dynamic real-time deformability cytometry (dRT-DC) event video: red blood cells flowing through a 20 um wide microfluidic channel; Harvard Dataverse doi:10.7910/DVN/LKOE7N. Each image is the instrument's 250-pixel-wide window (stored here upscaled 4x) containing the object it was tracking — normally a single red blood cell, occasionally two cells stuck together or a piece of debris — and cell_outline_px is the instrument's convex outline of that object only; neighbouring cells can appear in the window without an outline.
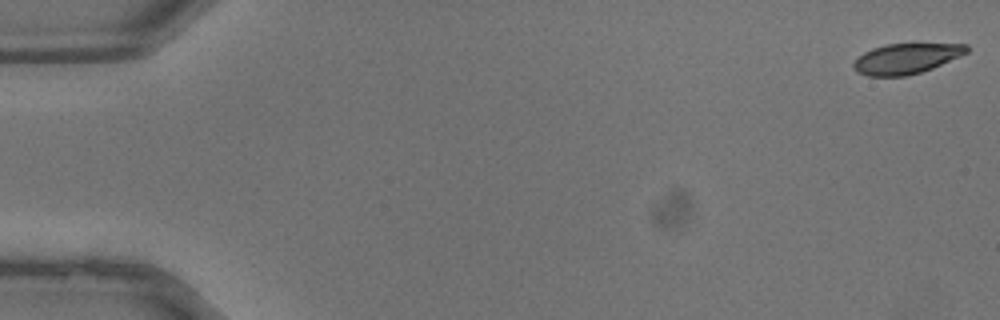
{"species": "common noctule bat (a hibernating species)", "species_latin": "Nyctalus noctula", "temperature_condition": "warm", "stored_images_in_passage": 38, "camera_frame_rate_fps": 3000, "um_per_image_px": 0.085, "animal": {"sex": "male", "body_mass_g": 13.3}, "frame": {"image": 1, "passage_image": 1, "time_ms": 0.0, "image_size_px": [1000, 320], "cell_outline_px": [[968, 52], [960, 56], [932, 68], [908, 76], [868, 76], [856, 72], [852, 68], [852, 64], [864, 52], [872, 48], [888, 44], [968, 44]], "centroid_in_image_um": [77.0, 4.99], "position_along_channel_um": 8.0, "area_um2": 19.88}}
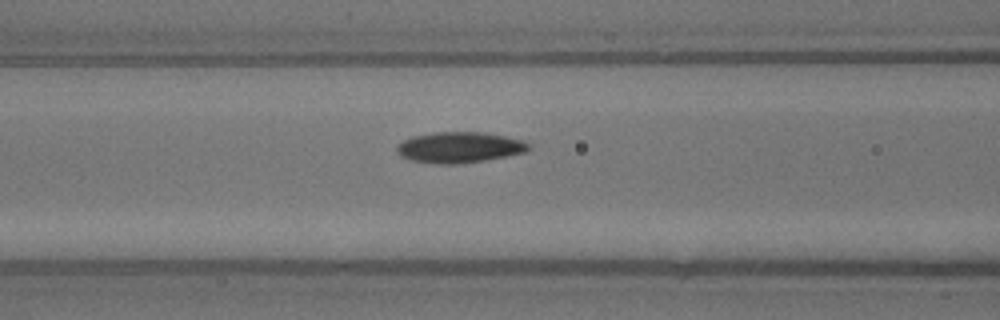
{"frame": {"image": 2, "passage_image": 16, "time_ms": 5.0, "image_size_px": [1000, 320], "cell_outline_px": [[532, 148], [528, 152], [484, 160], [456, 164], [436, 164], [408, 160], [400, 156], [396, 152], [396, 148], [404, 140], [412, 136], [432, 132], [484, 132], [524, 140], [532, 144]], "centroid_in_image_um": [39.08, 12.52], "position_along_channel_um": 127.5, "area_um2": 23.99}}
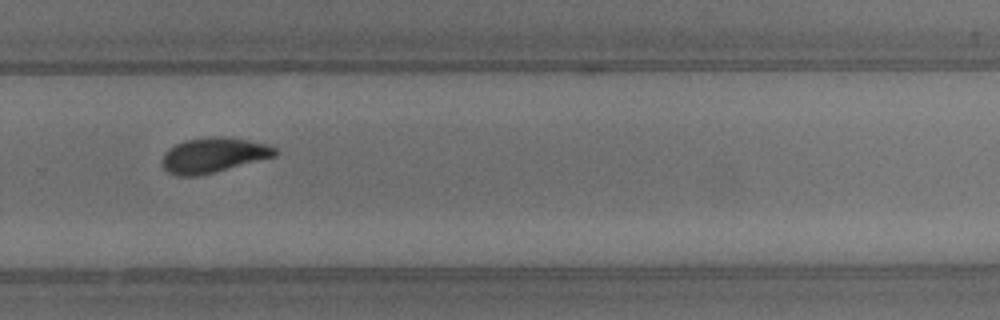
{"frame": {"image": 3, "passage_image": 26, "time_ms": 8.333, "image_size_px": [1000, 320], "cell_outline_px": [[280, 152], [276, 156], [196, 176], [180, 176], [168, 172], [164, 168], [160, 160], [164, 152], [168, 148], [184, 140], [212, 136], [224, 136], [248, 140], [268, 144], [276, 148]], "centroid_in_image_um": [18.13, 13.17], "position_along_channel_um": 311.7, "area_um2": 23.06}}